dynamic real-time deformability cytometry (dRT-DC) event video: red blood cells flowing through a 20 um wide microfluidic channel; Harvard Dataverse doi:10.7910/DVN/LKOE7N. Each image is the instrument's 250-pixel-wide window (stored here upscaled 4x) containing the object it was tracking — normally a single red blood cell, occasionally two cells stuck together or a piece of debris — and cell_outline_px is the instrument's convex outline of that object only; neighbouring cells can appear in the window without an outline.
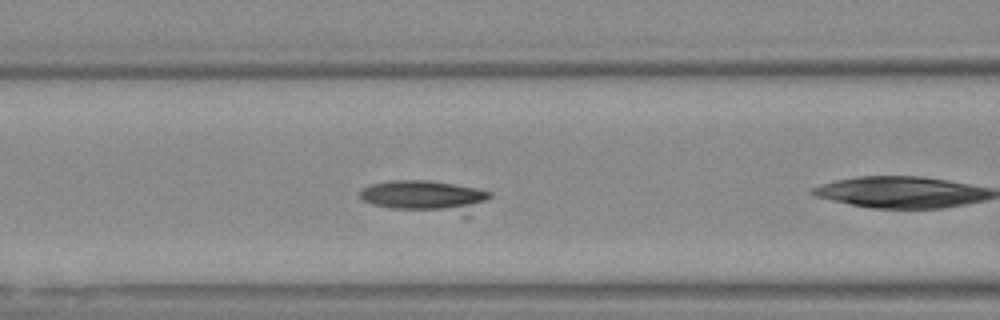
{"species": "Egyptian fruit bat (a non-hibernating species)", "species_latin": "Rousettus aegyptiacus", "temperature_condition": "warm", "stored_images_in_passage": 45, "camera_frame_rate_fps": 3000, "um_per_image_px": 0.085, "animal": {"sex": "female"}, "frame": {"image": 1, "passage_image": 10, "time_ms": 3.0, "image_size_px": [1000, 320], "cell_outline_px": [[492, 196], [472, 216], [464, 216], [392, 208], [372, 204], [364, 200], [360, 196], [360, 188], [372, 184], [392, 180], [424, 180], [452, 184], [476, 188], [492, 192]], "centroid_in_image_um": [36.24, 16.72], "position_along_channel_um": 130.4, "area_um2": 24.62}}